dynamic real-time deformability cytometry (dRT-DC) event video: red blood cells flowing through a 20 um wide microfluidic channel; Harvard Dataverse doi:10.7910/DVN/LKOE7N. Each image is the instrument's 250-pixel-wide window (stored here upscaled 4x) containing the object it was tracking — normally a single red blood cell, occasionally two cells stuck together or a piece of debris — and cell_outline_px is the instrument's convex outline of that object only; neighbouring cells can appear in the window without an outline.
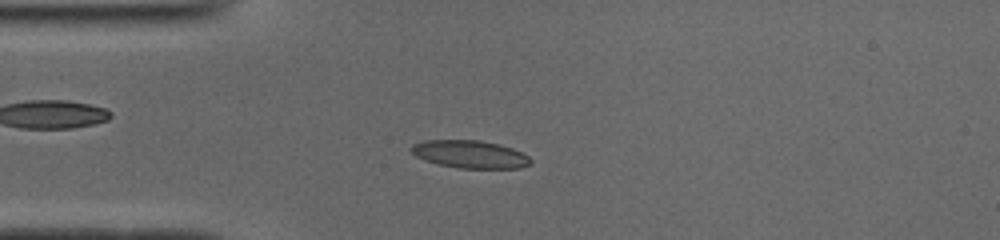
{"species": "common noctule bat (a hibernating species)", "species_latin": "Nyctalus noctula", "temperature_condition": "cold", "stored_images_in_passage": 46, "camera_frame_rate_fps": 3000, "um_per_image_px": 0.085, "animal": {"sex": "male", "body_mass_g": 19.0, "forearm_length_mm": 50.8}, "frame": {"image": 1, "passage_image": 8, "time_ms": 2.333, "image_size_px": [1000, 240], "cell_outline_px": [[532, 164], [520, 168], [460, 168], [440, 164], [416, 156], [408, 148], [412, 144], [424, 140], [480, 140], [500, 144], [512, 148], [528, 156], [532, 160]], "centroid_in_image_um": [39.97, 13.1], "position_along_channel_um": 45.0, "area_um2": 19.25}}
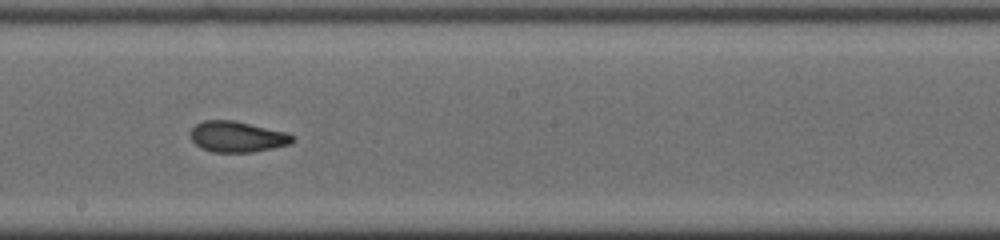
{"frame": {"image": 2, "passage_image": 23, "time_ms": 7.333, "image_size_px": [1000, 240], "cell_outline_px": [[292, 140], [288, 144], [272, 148], [252, 152], [212, 152], [200, 148], [188, 136], [192, 128], [196, 124], [204, 120], [232, 120], [288, 132], [292, 136]], "centroid_in_image_um": [20.1, 11.62], "position_along_channel_um": 228.1, "area_um2": 18.26}}
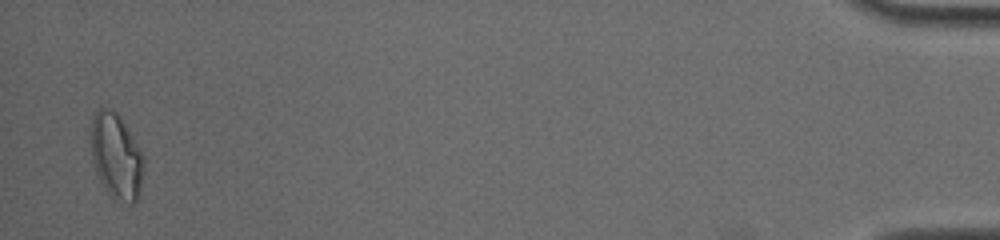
{"frame": {"image": 3, "passage_image": 45, "time_ms": 14.667, "image_size_px": [1000, 240], "cell_outline_px": [[144, 168], [140, 196], [132, 204], [128, 204], [112, 200], [104, 188], [100, 180], [92, 160], [92, 116], [96, 108], [108, 108], [116, 112], [120, 116], [144, 156]], "centroid_in_image_um": [9.91, 13.33], "position_along_channel_um": 425.3, "area_um2": 26.59}, "authors_computed_cell_mechanics": {"area_um2": 18.6405, "velocity_mm_per_s": 3.9267, "shape_relaxation_time_tau1_ms": 7.9504, "shape_relaxation_time_tau2_ms": 2.0997, "deformation_change_tau1": 0.2184, "deformation_change_tau2": 0.0833}}